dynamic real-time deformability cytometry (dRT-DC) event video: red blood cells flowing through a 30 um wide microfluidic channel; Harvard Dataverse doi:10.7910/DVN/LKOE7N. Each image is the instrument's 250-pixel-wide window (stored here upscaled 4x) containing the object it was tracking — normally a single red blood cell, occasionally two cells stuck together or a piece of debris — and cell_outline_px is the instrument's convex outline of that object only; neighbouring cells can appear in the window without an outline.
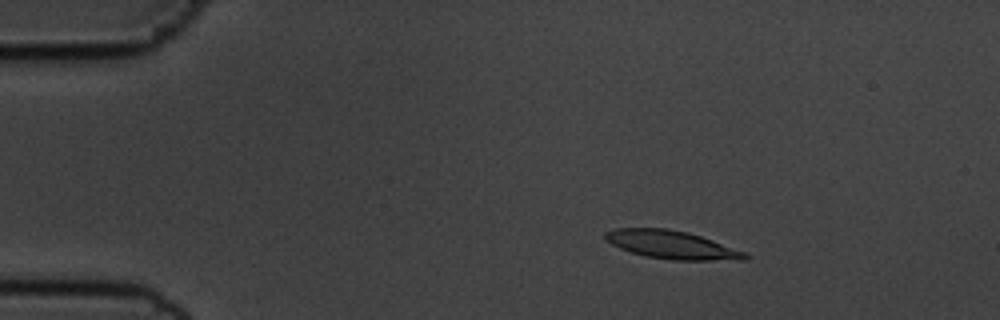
{"species": "common noctule bat (a hibernating species)", "species_latin": "Nyctalus noctula", "temperature_condition": "cold", "stored_images_in_passage": 55, "camera_frame_rate_fps": 3000, "um_per_image_px": 0.085, "animal": {"sex": "male", "body_mass_g": 19.5, "forearm_length_mm": 54.6}, "frame": {"image": 1, "passage_image": 9, "time_ms": 2.667, "image_size_px": [1000, 320], "cell_outline_px": [[752, 256], [748, 260], [672, 260], [644, 256], [620, 248], [612, 244], [604, 236], [604, 232], [616, 228], [668, 228], [688, 232], [712, 240], [744, 252]], "centroid_in_image_um": [57.11, 20.81], "position_along_channel_um": 27.9, "area_um2": 22.89}}
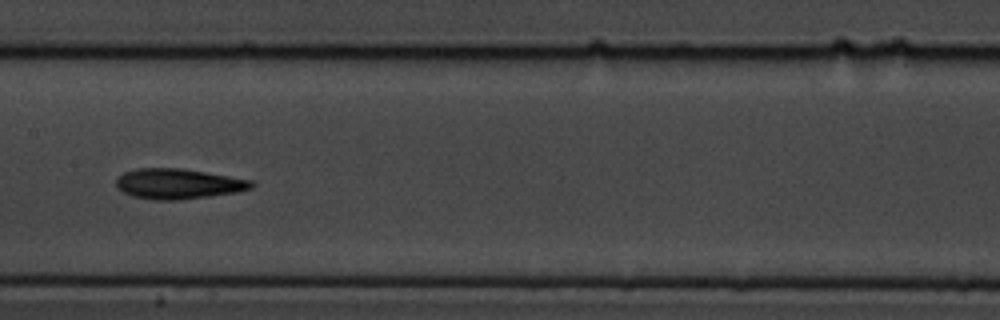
{"frame": {"image": 2, "passage_image": 28, "time_ms": 9.0, "image_size_px": [1000, 320], "cell_outline_px": [[256, 184], [252, 188], [236, 192], [208, 196], [176, 200], [156, 200], [132, 196], [116, 188], [116, 180], [124, 172], [136, 168], [180, 168], [252, 180]], "centroid_in_image_um": [15.13, 15.62], "position_along_channel_um": 192.3, "area_um2": 23.7}}
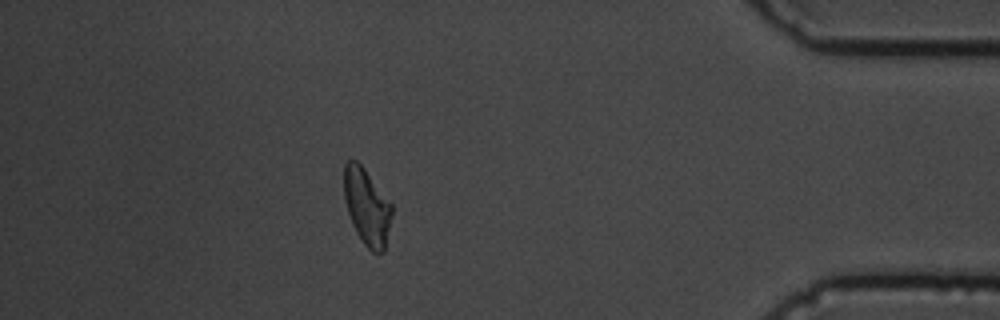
{"frame": {"image": 3, "passage_image": 49, "time_ms": 16.0, "image_size_px": [1000, 320], "cell_outline_px": [[392, 212], [384, 252], [376, 256], [364, 244], [356, 232], [352, 224], [344, 200], [344, 164], [348, 160], [356, 160], [364, 168], [392, 204]], "centroid_in_image_um": [31.18, 17.6], "position_along_channel_um": 404.0, "area_um2": 21.33}, "authors_computed_cell_mechanics": {"area_um2": 22.4264, "velocity_mm_per_s": 3.6107, "shape_relaxation_time_tau1_ms": 3.9175, "shape_relaxation_time_tau2_ms": 4.1305, "deformation_change_tau1": 0.1614, "deformation_change_tau2": 0.1176}}